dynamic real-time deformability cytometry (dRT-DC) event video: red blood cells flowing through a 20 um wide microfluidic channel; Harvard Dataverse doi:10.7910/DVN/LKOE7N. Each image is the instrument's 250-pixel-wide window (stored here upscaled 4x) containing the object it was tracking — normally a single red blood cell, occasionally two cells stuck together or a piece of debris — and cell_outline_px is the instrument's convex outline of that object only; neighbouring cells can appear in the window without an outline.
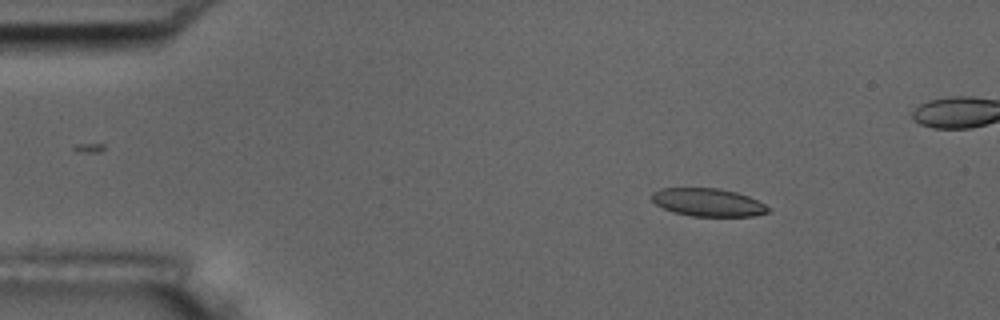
{"species": "common noctule bat (a hibernating species)", "species_latin": "Nyctalus noctula", "temperature_condition": "room temperature", "stored_images_in_passage": 4, "camera_frame_rate_fps": 3000, "um_per_image_px": 0.085, "animal": {"sex": "male", "body_mass_g": 17.5, "forearm_length_mm": 52.3}, "frame": {"image": 1, "passage_image": 1, "time_ms": 0.0, "image_size_px": [1000, 320], "cell_outline_px": [[772, 208], [768, 212], [752, 216], [692, 216], [672, 212], [656, 204], [652, 200], [652, 192], [660, 188], [720, 188], [736, 192], [748, 196]], "centroid_in_image_um": [60.17, 17.2], "position_along_channel_um": 24.8, "area_um2": 18.96}}